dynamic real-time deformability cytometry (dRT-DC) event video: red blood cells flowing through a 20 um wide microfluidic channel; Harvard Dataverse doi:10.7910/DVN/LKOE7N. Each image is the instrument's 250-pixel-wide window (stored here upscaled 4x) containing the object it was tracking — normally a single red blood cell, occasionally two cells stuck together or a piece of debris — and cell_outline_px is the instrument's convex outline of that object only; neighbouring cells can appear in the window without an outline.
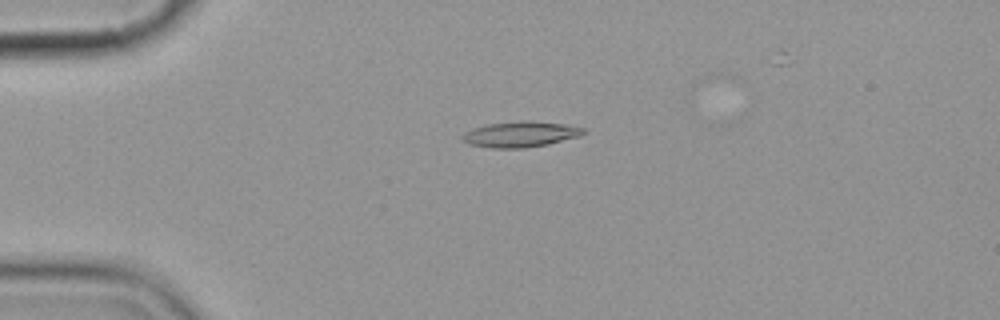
{"species": "common noctule bat (a hibernating species)", "species_latin": "Nyctalus noctula", "temperature_condition": "cold", "stored_images_in_passage": 5, "camera_frame_rate_fps": 3000, "um_per_image_px": 0.085, "animal": {"sex": "female", "body_mass_g": 19.9}, "frame": {"image": 1, "passage_image": 4, "time_ms": 3.667, "image_size_px": [1000, 320], "cell_outline_px": [[584, 132], [580, 136], [548, 144], [524, 148], [492, 148], [468, 144], [460, 136], [464, 132], [472, 128], [488, 124], [520, 120], [528, 120], [564, 124], [584, 128]], "centroid_in_image_um": [44.2, 11.41], "position_along_channel_um": 40.8, "area_um2": 18.15}}